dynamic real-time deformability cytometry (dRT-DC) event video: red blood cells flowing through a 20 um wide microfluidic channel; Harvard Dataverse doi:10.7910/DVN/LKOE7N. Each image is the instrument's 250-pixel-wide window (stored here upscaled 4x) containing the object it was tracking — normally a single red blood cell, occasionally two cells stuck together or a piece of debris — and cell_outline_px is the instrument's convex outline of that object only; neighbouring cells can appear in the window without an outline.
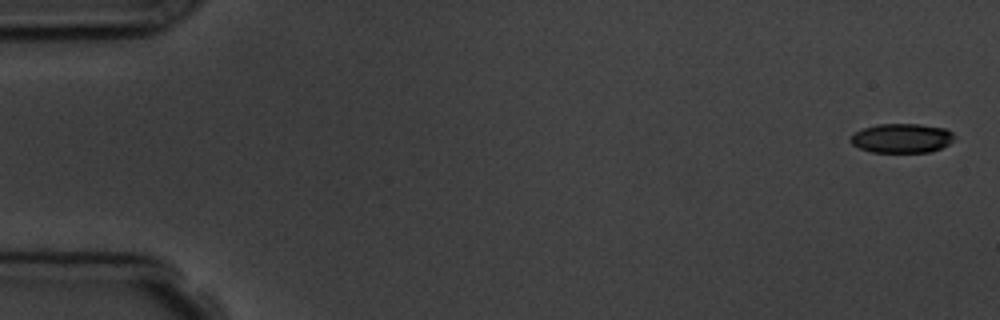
{"species": "common noctule bat (a hibernating species)", "species_latin": "Nyctalus noctula", "temperature_condition": "room temperature", "stored_images_in_passage": 6, "camera_frame_rate_fps": 3000, "um_per_image_px": 0.085, "animal": {"sex": "male", "body_mass_g": 19.5, "forearm_length_mm": 54.6}, "frame": {"image": 1, "passage_image": 1, "time_ms": 0.0, "image_size_px": [1000, 320], "cell_outline_px": [[956, 136], [948, 144], [932, 152], [872, 152], [860, 148], [852, 144], [848, 140], [848, 136], [864, 128], [876, 124], [920, 124], [944, 128], [952, 132]], "centroid_in_image_um": [76.63, 11.74], "position_along_channel_um": 8.4, "area_um2": 17.8}}
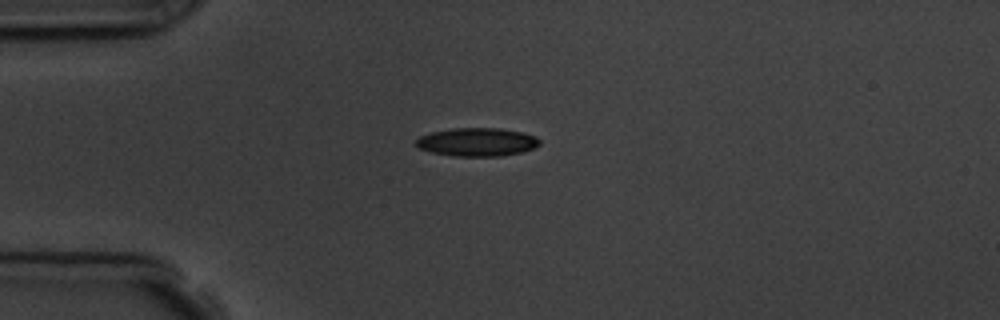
{"frame": {"image": 2, "passage_image": 4, "time_ms": 4.333, "image_size_px": [1000, 320], "cell_outline_px": [[540, 144], [532, 148], [520, 152], [500, 156], [456, 156], [432, 152], [416, 148], [416, 140], [420, 136], [432, 132], [452, 128], [500, 128], [520, 132], [536, 136], [540, 140]], "centroid_in_image_um": [40.53, 12.07], "position_along_channel_um": 44.5, "area_um2": 20.29}}